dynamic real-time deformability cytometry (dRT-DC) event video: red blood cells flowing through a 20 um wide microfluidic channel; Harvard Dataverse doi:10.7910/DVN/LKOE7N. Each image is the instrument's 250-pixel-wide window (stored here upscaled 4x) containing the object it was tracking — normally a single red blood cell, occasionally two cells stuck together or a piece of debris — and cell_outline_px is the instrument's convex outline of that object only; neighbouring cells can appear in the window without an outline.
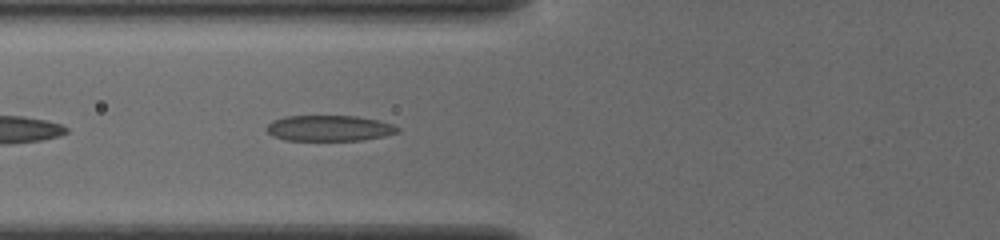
{"species": "common noctule bat (a hibernating species)", "species_latin": "Nyctalus noctula", "temperature_condition": "cold", "stored_images_in_passage": 24, "camera_frame_rate_fps": 3000, "um_per_image_px": 0.085, "animal": {"sex": "female", "body_mass_g": 19.5, "forearm_length_mm": 54.1}, "frame": {"image": 1, "passage_image": 4, "time_ms": 1.0, "image_size_px": [1000, 240], "cell_outline_px": [[400, 132], [384, 136], [364, 140], [284, 140], [272, 136], [264, 128], [272, 120], [284, 116], [356, 116], [380, 120], [392, 124], [400, 128]], "centroid_in_image_um": [27.98, 10.89], "position_along_channel_um": 97.8, "area_um2": 19.88}}
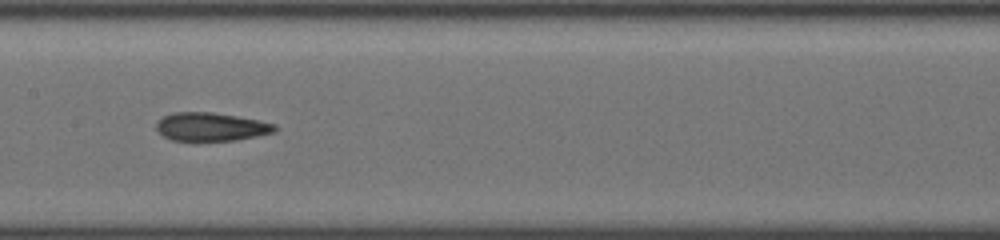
{"frame": {"image": 2, "passage_image": 11, "time_ms": 3.333, "image_size_px": [1000, 240], "cell_outline_px": [[276, 128], [272, 132], [256, 136], [236, 140], [172, 140], [164, 136], [156, 128], [156, 124], [164, 116], [176, 112], [212, 112], [236, 116], [276, 124]], "centroid_in_image_um": [17.92, 10.77], "position_along_channel_um": 189.5, "area_um2": 19.13}}
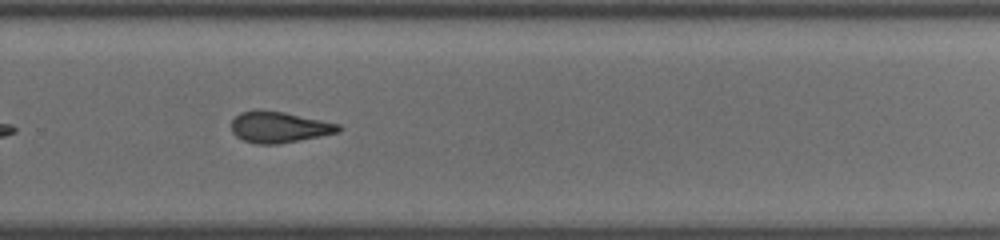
{"frame": {"image": 3, "passage_image": 20, "time_ms": 6.333, "image_size_px": [1000, 240], "cell_outline_px": [[344, 128], [340, 132], [276, 144], [256, 144], [244, 140], [236, 136], [232, 132], [232, 120], [240, 112], [284, 112], [340, 124]], "centroid_in_image_um": [23.77, 10.83], "position_along_channel_um": 306.0, "area_um2": 18.84}}